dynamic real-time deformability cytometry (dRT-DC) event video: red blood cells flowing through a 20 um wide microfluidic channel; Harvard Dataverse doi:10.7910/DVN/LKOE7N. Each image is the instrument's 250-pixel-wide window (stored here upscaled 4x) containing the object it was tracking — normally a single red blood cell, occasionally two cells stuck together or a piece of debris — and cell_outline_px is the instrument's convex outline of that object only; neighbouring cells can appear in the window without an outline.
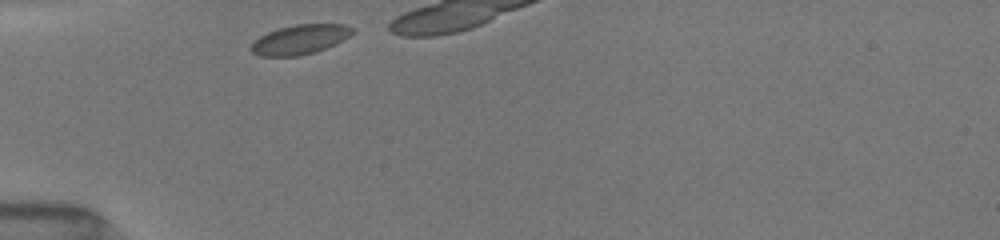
{"species": "common noctule bat (a hibernating species)", "species_latin": "Nyctalus noctula", "temperature_condition": "room temperature", "stored_images_in_passage": 7, "camera_frame_rate_fps": 3000, "um_per_image_px": 0.085, "animal": {"sex": "female", "body_mass_g": 19.5, "forearm_length_mm": 54.1}, "frame": {"image": 1, "passage_image": 1, "time_ms": 0.0, "image_size_px": [1000, 240], "cell_outline_px": [[352, 32], [348, 36], [316, 52], [300, 56], [260, 56], [252, 52], [248, 48], [260, 36], [268, 32], [280, 28], [296, 24], [344, 24], [352, 28]], "centroid_in_image_um": [25.43, 3.36], "position_along_channel_um": 59.6, "area_um2": 17.11}}
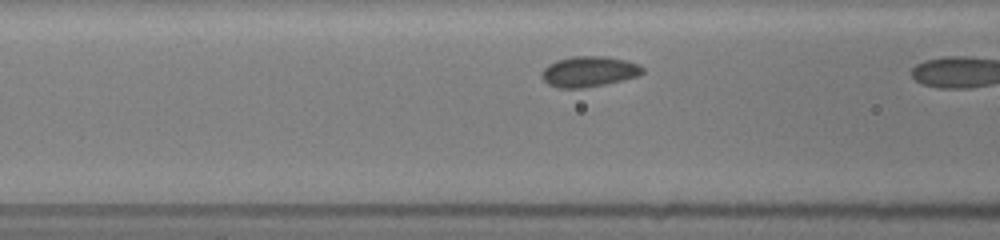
{"frame": {"image": 2, "passage_image": 6, "time_ms": 1.667, "image_size_px": [1000, 240], "cell_outline_px": [[644, 72], [636, 76], [624, 80], [584, 88], [556, 88], [548, 84], [540, 76], [540, 72], [548, 64], [556, 60], [572, 56], [604, 56], [624, 60], [640, 64], [644, 68]], "centroid_in_image_um": [50.03, 6.08], "position_along_channel_um": 116.6, "area_um2": 18.09}}